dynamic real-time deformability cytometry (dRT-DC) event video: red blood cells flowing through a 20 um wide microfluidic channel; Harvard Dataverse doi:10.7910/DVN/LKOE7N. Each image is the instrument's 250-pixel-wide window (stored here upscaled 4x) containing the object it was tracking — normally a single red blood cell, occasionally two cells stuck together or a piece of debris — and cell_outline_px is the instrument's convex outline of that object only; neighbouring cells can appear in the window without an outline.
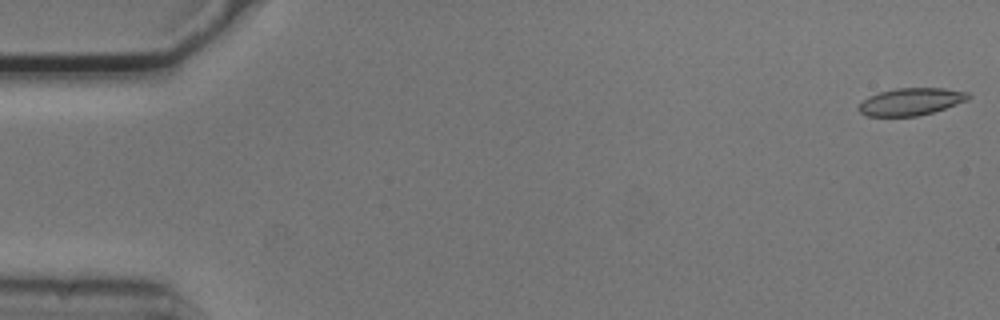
{"species": "common noctule bat (a hibernating species)", "species_latin": "Nyctalus noctula", "temperature_condition": "cold", "stored_images_in_passage": 54, "camera_frame_rate_fps": 3000, "um_per_image_px": 0.085, "animal": {"sex": "male", "body_mass_g": 20.5, "forearm_length_mm": 52.5}, "frame": {"image": 1, "passage_image": 1, "time_ms": 0.0, "image_size_px": [1000, 320], "cell_outline_px": [[972, 96], [968, 100], [932, 112], [916, 116], [868, 116], [860, 112], [856, 108], [868, 96], [880, 92], [896, 88], [944, 88], [968, 92]], "centroid_in_image_um": [77.43, 8.63], "position_along_channel_um": 7.6, "area_um2": 17.34}}
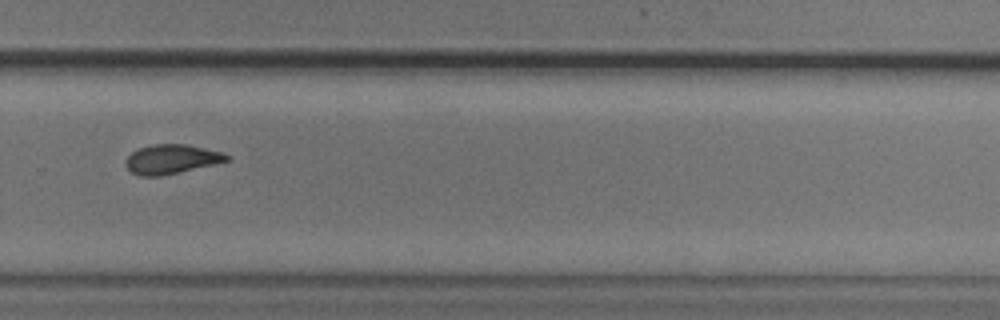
{"frame": {"image": 2, "passage_image": 37, "time_ms": 12.0, "image_size_px": [1000, 320], "cell_outline_px": [[232, 156], [228, 160], [212, 164], [160, 176], [140, 176], [132, 172], [124, 164], [124, 160], [136, 148], [152, 144], [184, 144], [224, 152]], "centroid_in_image_um": [14.53, 13.51], "position_along_channel_um": 315.3, "area_um2": 17.17}}
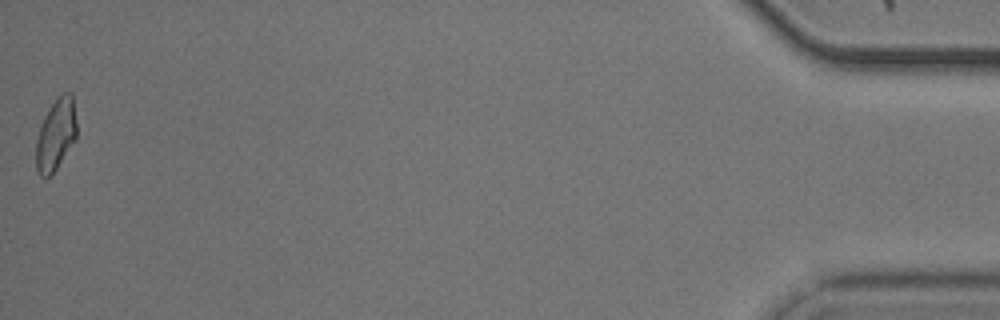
{"frame": {"image": 3, "passage_image": 54, "time_ms": 17.667, "image_size_px": [1000, 320], "cell_outline_px": [[76, 140], [52, 176], [44, 180], [40, 176], [36, 168], [36, 140], [44, 116], [52, 104], [64, 92], [72, 92], [76, 124]], "centroid_in_image_um": [4.75, 11.52], "position_along_channel_um": 430.5, "area_um2": 17.11}, "authors_computed_cell_mechanics": {"area_um2": 17.6868, "velocity_mm_per_s": 3.7326, "shape_relaxation_time_tau1_ms": 9.8841, "shape_relaxation_time_tau2_ms": 3.3112, "deformation_change_tau1": 0.2044, "deformation_change_tau2": 0.105}}